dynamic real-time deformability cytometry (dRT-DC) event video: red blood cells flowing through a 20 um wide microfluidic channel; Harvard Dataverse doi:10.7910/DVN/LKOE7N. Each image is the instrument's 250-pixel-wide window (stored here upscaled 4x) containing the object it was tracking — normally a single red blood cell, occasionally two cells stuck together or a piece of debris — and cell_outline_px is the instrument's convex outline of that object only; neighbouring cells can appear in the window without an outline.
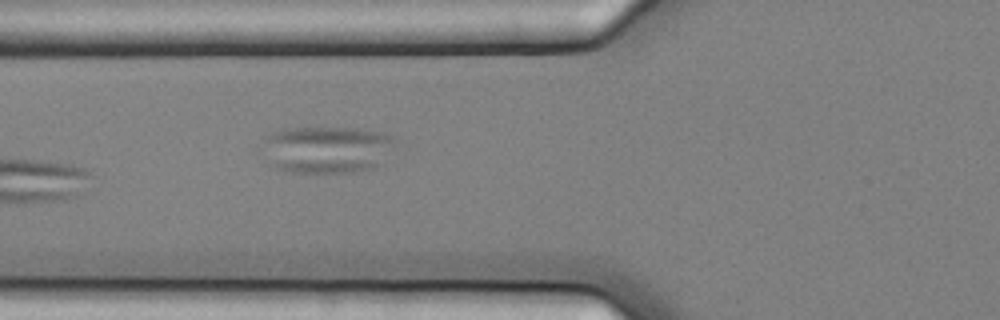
{"species": "common noctule bat (a hibernating species)", "species_latin": "Nyctalus noctula", "temperature_condition": "cold", "stored_images_in_passage": 7, "camera_frame_rate_fps": 3000, "um_per_image_px": 0.085, "animal": {"sex": "female", "body_mass_g": 25.1}, "frame": {"image": 1, "passage_image": 7, "time_ms": 2.0, "image_size_px": [1000, 320], "cell_outline_px": [[396, 140], [376, 168], [356, 172], [292, 172], [276, 168], [268, 164], [264, 144], [264, 136], [272, 132], [288, 128], [356, 128], [384, 132], [392, 136]], "centroid_in_image_um": [27.77, 12.7], "position_along_channel_um": 98.0, "area_um2": 36.36}}